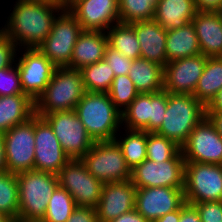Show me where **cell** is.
<instances>
[{
    "instance_id": "obj_44",
    "label": "cell",
    "mask_w": 222,
    "mask_h": 222,
    "mask_svg": "<svg viewBox=\"0 0 222 222\" xmlns=\"http://www.w3.org/2000/svg\"><path fill=\"white\" fill-rule=\"evenodd\" d=\"M197 12H218L222 0H194Z\"/></svg>"
},
{
    "instance_id": "obj_16",
    "label": "cell",
    "mask_w": 222,
    "mask_h": 222,
    "mask_svg": "<svg viewBox=\"0 0 222 222\" xmlns=\"http://www.w3.org/2000/svg\"><path fill=\"white\" fill-rule=\"evenodd\" d=\"M184 188H137L135 209L152 222L167 213L178 210L185 203Z\"/></svg>"
},
{
    "instance_id": "obj_8",
    "label": "cell",
    "mask_w": 222,
    "mask_h": 222,
    "mask_svg": "<svg viewBox=\"0 0 222 222\" xmlns=\"http://www.w3.org/2000/svg\"><path fill=\"white\" fill-rule=\"evenodd\" d=\"M186 203L222 201V165L185 162Z\"/></svg>"
},
{
    "instance_id": "obj_26",
    "label": "cell",
    "mask_w": 222,
    "mask_h": 222,
    "mask_svg": "<svg viewBox=\"0 0 222 222\" xmlns=\"http://www.w3.org/2000/svg\"><path fill=\"white\" fill-rule=\"evenodd\" d=\"M128 76L139 93L164 90L163 67L147 59L140 57L133 60Z\"/></svg>"
},
{
    "instance_id": "obj_41",
    "label": "cell",
    "mask_w": 222,
    "mask_h": 222,
    "mask_svg": "<svg viewBox=\"0 0 222 222\" xmlns=\"http://www.w3.org/2000/svg\"><path fill=\"white\" fill-rule=\"evenodd\" d=\"M201 222H222V201L202 202L193 204Z\"/></svg>"
},
{
    "instance_id": "obj_12",
    "label": "cell",
    "mask_w": 222,
    "mask_h": 222,
    "mask_svg": "<svg viewBox=\"0 0 222 222\" xmlns=\"http://www.w3.org/2000/svg\"><path fill=\"white\" fill-rule=\"evenodd\" d=\"M6 171L19 174L34 170V116L3 133Z\"/></svg>"
},
{
    "instance_id": "obj_18",
    "label": "cell",
    "mask_w": 222,
    "mask_h": 222,
    "mask_svg": "<svg viewBox=\"0 0 222 222\" xmlns=\"http://www.w3.org/2000/svg\"><path fill=\"white\" fill-rule=\"evenodd\" d=\"M68 10L83 30L107 31L120 23L118 0H77Z\"/></svg>"
},
{
    "instance_id": "obj_25",
    "label": "cell",
    "mask_w": 222,
    "mask_h": 222,
    "mask_svg": "<svg viewBox=\"0 0 222 222\" xmlns=\"http://www.w3.org/2000/svg\"><path fill=\"white\" fill-rule=\"evenodd\" d=\"M199 54H201V49L192 22L181 28L167 30V63Z\"/></svg>"
},
{
    "instance_id": "obj_43",
    "label": "cell",
    "mask_w": 222,
    "mask_h": 222,
    "mask_svg": "<svg viewBox=\"0 0 222 222\" xmlns=\"http://www.w3.org/2000/svg\"><path fill=\"white\" fill-rule=\"evenodd\" d=\"M179 222H201L199 213L193 204L185 202L180 207Z\"/></svg>"
},
{
    "instance_id": "obj_22",
    "label": "cell",
    "mask_w": 222,
    "mask_h": 222,
    "mask_svg": "<svg viewBox=\"0 0 222 222\" xmlns=\"http://www.w3.org/2000/svg\"><path fill=\"white\" fill-rule=\"evenodd\" d=\"M107 46L105 31L84 30L76 41L67 68L80 70L84 66L103 60Z\"/></svg>"
},
{
    "instance_id": "obj_47",
    "label": "cell",
    "mask_w": 222,
    "mask_h": 222,
    "mask_svg": "<svg viewBox=\"0 0 222 222\" xmlns=\"http://www.w3.org/2000/svg\"><path fill=\"white\" fill-rule=\"evenodd\" d=\"M206 115L216 127L218 134L222 137V112H206Z\"/></svg>"
},
{
    "instance_id": "obj_46",
    "label": "cell",
    "mask_w": 222,
    "mask_h": 222,
    "mask_svg": "<svg viewBox=\"0 0 222 222\" xmlns=\"http://www.w3.org/2000/svg\"><path fill=\"white\" fill-rule=\"evenodd\" d=\"M206 112H222V89L206 106Z\"/></svg>"
},
{
    "instance_id": "obj_38",
    "label": "cell",
    "mask_w": 222,
    "mask_h": 222,
    "mask_svg": "<svg viewBox=\"0 0 222 222\" xmlns=\"http://www.w3.org/2000/svg\"><path fill=\"white\" fill-rule=\"evenodd\" d=\"M167 109V91L152 93V111L149 120V133L156 132L162 125Z\"/></svg>"
},
{
    "instance_id": "obj_40",
    "label": "cell",
    "mask_w": 222,
    "mask_h": 222,
    "mask_svg": "<svg viewBox=\"0 0 222 222\" xmlns=\"http://www.w3.org/2000/svg\"><path fill=\"white\" fill-rule=\"evenodd\" d=\"M17 51V45L0 29V70L16 62Z\"/></svg>"
},
{
    "instance_id": "obj_53",
    "label": "cell",
    "mask_w": 222,
    "mask_h": 222,
    "mask_svg": "<svg viewBox=\"0 0 222 222\" xmlns=\"http://www.w3.org/2000/svg\"><path fill=\"white\" fill-rule=\"evenodd\" d=\"M13 222H43L42 220H22V219H16Z\"/></svg>"
},
{
    "instance_id": "obj_3",
    "label": "cell",
    "mask_w": 222,
    "mask_h": 222,
    "mask_svg": "<svg viewBox=\"0 0 222 222\" xmlns=\"http://www.w3.org/2000/svg\"><path fill=\"white\" fill-rule=\"evenodd\" d=\"M206 116V106L194 95L167 92V109L162 125L155 133L181 147Z\"/></svg>"
},
{
    "instance_id": "obj_35",
    "label": "cell",
    "mask_w": 222,
    "mask_h": 222,
    "mask_svg": "<svg viewBox=\"0 0 222 222\" xmlns=\"http://www.w3.org/2000/svg\"><path fill=\"white\" fill-rule=\"evenodd\" d=\"M139 94L128 75L115 76L108 95L115 107L122 113Z\"/></svg>"
},
{
    "instance_id": "obj_48",
    "label": "cell",
    "mask_w": 222,
    "mask_h": 222,
    "mask_svg": "<svg viewBox=\"0 0 222 222\" xmlns=\"http://www.w3.org/2000/svg\"><path fill=\"white\" fill-rule=\"evenodd\" d=\"M179 219H180V208L173 212L167 213L166 215L152 222H179Z\"/></svg>"
},
{
    "instance_id": "obj_33",
    "label": "cell",
    "mask_w": 222,
    "mask_h": 222,
    "mask_svg": "<svg viewBox=\"0 0 222 222\" xmlns=\"http://www.w3.org/2000/svg\"><path fill=\"white\" fill-rule=\"evenodd\" d=\"M76 203L72 196L58 186L48 202L43 222H66L71 216Z\"/></svg>"
},
{
    "instance_id": "obj_5",
    "label": "cell",
    "mask_w": 222,
    "mask_h": 222,
    "mask_svg": "<svg viewBox=\"0 0 222 222\" xmlns=\"http://www.w3.org/2000/svg\"><path fill=\"white\" fill-rule=\"evenodd\" d=\"M19 192V216L22 220H42L47 205L59 186L55 174L30 170L16 174Z\"/></svg>"
},
{
    "instance_id": "obj_20",
    "label": "cell",
    "mask_w": 222,
    "mask_h": 222,
    "mask_svg": "<svg viewBox=\"0 0 222 222\" xmlns=\"http://www.w3.org/2000/svg\"><path fill=\"white\" fill-rule=\"evenodd\" d=\"M140 45V57L164 67L167 64V30L154 19L130 23Z\"/></svg>"
},
{
    "instance_id": "obj_15",
    "label": "cell",
    "mask_w": 222,
    "mask_h": 222,
    "mask_svg": "<svg viewBox=\"0 0 222 222\" xmlns=\"http://www.w3.org/2000/svg\"><path fill=\"white\" fill-rule=\"evenodd\" d=\"M35 164L34 170L57 175L70 158L63 151L48 122L34 115Z\"/></svg>"
},
{
    "instance_id": "obj_28",
    "label": "cell",
    "mask_w": 222,
    "mask_h": 222,
    "mask_svg": "<svg viewBox=\"0 0 222 222\" xmlns=\"http://www.w3.org/2000/svg\"><path fill=\"white\" fill-rule=\"evenodd\" d=\"M125 130L115 136V141L121 147L127 166L132 170L146 159L147 132L144 130ZM120 136V137H119Z\"/></svg>"
},
{
    "instance_id": "obj_7",
    "label": "cell",
    "mask_w": 222,
    "mask_h": 222,
    "mask_svg": "<svg viewBox=\"0 0 222 222\" xmlns=\"http://www.w3.org/2000/svg\"><path fill=\"white\" fill-rule=\"evenodd\" d=\"M83 31L76 17L64 8L57 15L50 34L38 49L56 67H67L76 41Z\"/></svg>"
},
{
    "instance_id": "obj_14",
    "label": "cell",
    "mask_w": 222,
    "mask_h": 222,
    "mask_svg": "<svg viewBox=\"0 0 222 222\" xmlns=\"http://www.w3.org/2000/svg\"><path fill=\"white\" fill-rule=\"evenodd\" d=\"M185 162L222 165V137L206 116L181 146Z\"/></svg>"
},
{
    "instance_id": "obj_23",
    "label": "cell",
    "mask_w": 222,
    "mask_h": 222,
    "mask_svg": "<svg viewBox=\"0 0 222 222\" xmlns=\"http://www.w3.org/2000/svg\"><path fill=\"white\" fill-rule=\"evenodd\" d=\"M196 13L194 0H159L153 19L165 30H170L192 22Z\"/></svg>"
},
{
    "instance_id": "obj_39",
    "label": "cell",
    "mask_w": 222,
    "mask_h": 222,
    "mask_svg": "<svg viewBox=\"0 0 222 222\" xmlns=\"http://www.w3.org/2000/svg\"><path fill=\"white\" fill-rule=\"evenodd\" d=\"M104 59L113 70L114 76L128 75L132 64V59L124 56L119 51L107 46Z\"/></svg>"
},
{
    "instance_id": "obj_21",
    "label": "cell",
    "mask_w": 222,
    "mask_h": 222,
    "mask_svg": "<svg viewBox=\"0 0 222 222\" xmlns=\"http://www.w3.org/2000/svg\"><path fill=\"white\" fill-rule=\"evenodd\" d=\"M201 54L222 57V20L217 12H197L192 19Z\"/></svg>"
},
{
    "instance_id": "obj_30",
    "label": "cell",
    "mask_w": 222,
    "mask_h": 222,
    "mask_svg": "<svg viewBox=\"0 0 222 222\" xmlns=\"http://www.w3.org/2000/svg\"><path fill=\"white\" fill-rule=\"evenodd\" d=\"M108 46L132 60L140 58V45L130 24L117 23L107 31Z\"/></svg>"
},
{
    "instance_id": "obj_13",
    "label": "cell",
    "mask_w": 222,
    "mask_h": 222,
    "mask_svg": "<svg viewBox=\"0 0 222 222\" xmlns=\"http://www.w3.org/2000/svg\"><path fill=\"white\" fill-rule=\"evenodd\" d=\"M17 54L16 65L23 93L35 102L46 89L57 67L38 48L18 49Z\"/></svg>"
},
{
    "instance_id": "obj_34",
    "label": "cell",
    "mask_w": 222,
    "mask_h": 222,
    "mask_svg": "<svg viewBox=\"0 0 222 222\" xmlns=\"http://www.w3.org/2000/svg\"><path fill=\"white\" fill-rule=\"evenodd\" d=\"M120 23L130 24L137 21L151 20L155 7L151 0H118Z\"/></svg>"
},
{
    "instance_id": "obj_1",
    "label": "cell",
    "mask_w": 222,
    "mask_h": 222,
    "mask_svg": "<svg viewBox=\"0 0 222 222\" xmlns=\"http://www.w3.org/2000/svg\"><path fill=\"white\" fill-rule=\"evenodd\" d=\"M0 29L18 49L38 48L50 34L54 20L64 9L62 4L16 0Z\"/></svg>"
},
{
    "instance_id": "obj_2",
    "label": "cell",
    "mask_w": 222,
    "mask_h": 222,
    "mask_svg": "<svg viewBox=\"0 0 222 222\" xmlns=\"http://www.w3.org/2000/svg\"><path fill=\"white\" fill-rule=\"evenodd\" d=\"M75 112L95 142L112 141L122 128V113L108 93L85 92Z\"/></svg>"
},
{
    "instance_id": "obj_50",
    "label": "cell",
    "mask_w": 222,
    "mask_h": 222,
    "mask_svg": "<svg viewBox=\"0 0 222 222\" xmlns=\"http://www.w3.org/2000/svg\"><path fill=\"white\" fill-rule=\"evenodd\" d=\"M77 0H61L63 8L68 9Z\"/></svg>"
},
{
    "instance_id": "obj_49",
    "label": "cell",
    "mask_w": 222,
    "mask_h": 222,
    "mask_svg": "<svg viewBox=\"0 0 222 222\" xmlns=\"http://www.w3.org/2000/svg\"><path fill=\"white\" fill-rule=\"evenodd\" d=\"M6 172V160H5V150H4V137L0 133V173Z\"/></svg>"
},
{
    "instance_id": "obj_45",
    "label": "cell",
    "mask_w": 222,
    "mask_h": 222,
    "mask_svg": "<svg viewBox=\"0 0 222 222\" xmlns=\"http://www.w3.org/2000/svg\"><path fill=\"white\" fill-rule=\"evenodd\" d=\"M110 222H148L135 208Z\"/></svg>"
},
{
    "instance_id": "obj_55",
    "label": "cell",
    "mask_w": 222,
    "mask_h": 222,
    "mask_svg": "<svg viewBox=\"0 0 222 222\" xmlns=\"http://www.w3.org/2000/svg\"><path fill=\"white\" fill-rule=\"evenodd\" d=\"M217 13L219 14V16L221 17V20H222V7L219 9V11Z\"/></svg>"
},
{
    "instance_id": "obj_42",
    "label": "cell",
    "mask_w": 222,
    "mask_h": 222,
    "mask_svg": "<svg viewBox=\"0 0 222 222\" xmlns=\"http://www.w3.org/2000/svg\"><path fill=\"white\" fill-rule=\"evenodd\" d=\"M66 222H98L96 209L77 206Z\"/></svg>"
},
{
    "instance_id": "obj_24",
    "label": "cell",
    "mask_w": 222,
    "mask_h": 222,
    "mask_svg": "<svg viewBox=\"0 0 222 222\" xmlns=\"http://www.w3.org/2000/svg\"><path fill=\"white\" fill-rule=\"evenodd\" d=\"M35 115V102L26 94L0 97V133L28 121Z\"/></svg>"
},
{
    "instance_id": "obj_11",
    "label": "cell",
    "mask_w": 222,
    "mask_h": 222,
    "mask_svg": "<svg viewBox=\"0 0 222 222\" xmlns=\"http://www.w3.org/2000/svg\"><path fill=\"white\" fill-rule=\"evenodd\" d=\"M57 177L59 186L72 196L77 206L96 208L103 183L88 172L81 159H70Z\"/></svg>"
},
{
    "instance_id": "obj_51",
    "label": "cell",
    "mask_w": 222,
    "mask_h": 222,
    "mask_svg": "<svg viewBox=\"0 0 222 222\" xmlns=\"http://www.w3.org/2000/svg\"><path fill=\"white\" fill-rule=\"evenodd\" d=\"M0 222H13L8 216L0 212Z\"/></svg>"
},
{
    "instance_id": "obj_10",
    "label": "cell",
    "mask_w": 222,
    "mask_h": 222,
    "mask_svg": "<svg viewBox=\"0 0 222 222\" xmlns=\"http://www.w3.org/2000/svg\"><path fill=\"white\" fill-rule=\"evenodd\" d=\"M42 117L70 159H81L92 148L95 141L88 135L75 110L56 111Z\"/></svg>"
},
{
    "instance_id": "obj_19",
    "label": "cell",
    "mask_w": 222,
    "mask_h": 222,
    "mask_svg": "<svg viewBox=\"0 0 222 222\" xmlns=\"http://www.w3.org/2000/svg\"><path fill=\"white\" fill-rule=\"evenodd\" d=\"M137 188L130 180L103 184L96 206L98 222H110L135 208Z\"/></svg>"
},
{
    "instance_id": "obj_37",
    "label": "cell",
    "mask_w": 222,
    "mask_h": 222,
    "mask_svg": "<svg viewBox=\"0 0 222 222\" xmlns=\"http://www.w3.org/2000/svg\"><path fill=\"white\" fill-rule=\"evenodd\" d=\"M15 94H24L16 62L0 70V97Z\"/></svg>"
},
{
    "instance_id": "obj_9",
    "label": "cell",
    "mask_w": 222,
    "mask_h": 222,
    "mask_svg": "<svg viewBox=\"0 0 222 222\" xmlns=\"http://www.w3.org/2000/svg\"><path fill=\"white\" fill-rule=\"evenodd\" d=\"M185 160L181 149L164 162L145 159L131 170L130 181L136 188H184Z\"/></svg>"
},
{
    "instance_id": "obj_29",
    "label": "cell",
    "mask_w": 222,
    "mask_h": 222,
    "mask_svg": "<svg viewBox=\"0 0 222 222\" xmlns=\"http://www.w3.org/2000/svg\"><path fill=\"white\" fill-rule=\"evenodd\" d=\"M152 111V93H139L122 112V128L144 130L149 133Z\"/></svg>"
},
{
    "instance_id": "obj_4",
    "label": "cell",
    "mask_w": 222,
    "mask_h": 222,
    "mask_svg": "<svg viewBox=\"0 0 222 222\" xmlns=\"http://www.w3.org/2000/svg\"><path fill=\"white\" fill-rule=\"evenodd\" d=\"M80 70L57 67L46 89L35 101V114L74 110L85 93Z\"/></svg>"
},
{
    "instance_id": "obj_17",
    "label": "cell",
    "mask_w": 222,
    "mask_h": 222,
    "mask_svg": "<svg viewBox=\"0 0 222 222\" xmlns=\"http://www.w3.org/2000/svg\"><path fill=\"white\" fill-rule=\"evenodd\" d=\"M206 61L207 57L199 54L168 62L163 67L164 90L174 94L193 95Z\"/></svg>"
},
{
    "instance_id": "obj_27",
    "label": "cell",
    "mask_w": 222,
    "mask_h": 222,
    "mask_svg": "<svg viewBox=\"0 0 222 222\" xmlns=\"http://www.w3.org/2000/svg\"><path fill=\"white\" fill-rule=\"evenodd\" d=\"M222 89V57H207L203 74L199 78L194 96L207 106Z\"/></svg>"
},
{
    "instance_id": "obj_32",
    "label": "cell",
    "mask_w": 222,
    "mask_h": 222,
    "mask_svg": "<svg viewBox=\"0 0 222 222\" xmlns=\"http://www.w3.org/2000/svg\"><path fill=\"white\" fill-rule=\"evenodd\" d=\"M0 212L12 221L19 216V192L16 174L0 173Z\"/></svg>"
},
{
    "instance_id": "obj_54",
    "label": "cell",
    "mask_w": 222,
    "mask_h": 222,
    "mask_svg": "<svg viewBox=\"0 0 222 222\" xmlns=\"http://www.w3.org/2000/svg\"><path fill=\"white\" fill-rule=\"evenodd\" d=\"M159 0H151V4L156 7L157 3H158Z\"/></svg>"
},
{
    "instance_id": "obj_52",
    "label": "cell",
    "mask_w": 222,
    "mask_h": 222,
    "mask_svg": "<svg viewBox=\"0 0 222 222\" xmlns=\"http://www.w3.org/2000/svg\"><path fill=\"white\" fill-rule=\"evenodd\" d=\"M32 1H42V2H49L54 4H61V0H32Z\"/></svg>"
},
{
    "instance_id": "obj_6",
    "label": "cell",
    "mask_w": 222,
    "mask_h": 222,
    "mask_svg": "<svg viewBox=\"0 0 222 222\" xmlns=\"http://www.w3.org/2000/svg\"><path fill=\"white\" fill-rule=\"evenodd\" d=\"M81 160L88 172L103 184L131 179V169L115 140L94 142Z\"/></svg>"
},
{
    "instance_id": "obj_31",
    "label": "cell",
    "mask_w": 222,
    "mask_h": 222,
    "mask_svg": "<svg viewBox=\"0 0 222 222\" xmlns=\"http://www.w3.org/2000/svg\"><path fill=\"white\" fill-rule=\"evenodd\" d=\"M86 92L108 93L114 73L105 59L80 69Z\"/></svg>"
},
{
    "instance_id": "obj_36",
    "label": "cell",
    "mask_w": 222,
    "mask_h": 222,
    "mask_svg": "<svg viewBox=\"0 0 222 222\" xmlns=\"http://www.w3.org/2000/svg\"><path fill=\"white\" fill-rule=\"evenodd\" d=\"M181 149L173 140L157 133H147L146 159L154 162L170 160Z\"/></svg>"
}]
</instances>
